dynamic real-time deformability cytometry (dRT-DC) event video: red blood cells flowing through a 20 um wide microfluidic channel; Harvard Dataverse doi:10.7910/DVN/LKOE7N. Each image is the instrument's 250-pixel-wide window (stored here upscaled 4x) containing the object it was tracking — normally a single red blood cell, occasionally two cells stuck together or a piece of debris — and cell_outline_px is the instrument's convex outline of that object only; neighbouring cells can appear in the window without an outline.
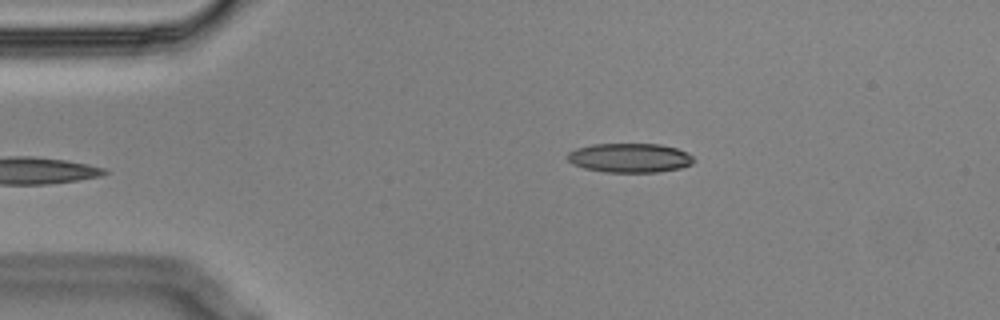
{"species": "Egyptian fruit bat (a non-hibernating species)", "species_latin": "Rousettus aegyptiacus", "temperature_condition": "cold", "stored_images_in_passage": 5, "camera_frame_rate_fps": 3000, "um_per_image_px": 0.085, "animal": {"sex": "male"}, "frame": {"image": 1, "passage_image": 5, "time_ms": 1.333, "image_size_px": [1000, 320], "cell_outline_px": [[696, 160], [692, 164], [680, 168], [660, 172], [604, 172], [584, 168], [572, 164], [568, 160], [568, 152], [576, 148], [592, 144], [660, 144], [676, 148], [692, 156]], "centroid_in_image_um": [53.52, 13.42], "position_along_channel_um": 31.5, "area_um2": 21.56}}